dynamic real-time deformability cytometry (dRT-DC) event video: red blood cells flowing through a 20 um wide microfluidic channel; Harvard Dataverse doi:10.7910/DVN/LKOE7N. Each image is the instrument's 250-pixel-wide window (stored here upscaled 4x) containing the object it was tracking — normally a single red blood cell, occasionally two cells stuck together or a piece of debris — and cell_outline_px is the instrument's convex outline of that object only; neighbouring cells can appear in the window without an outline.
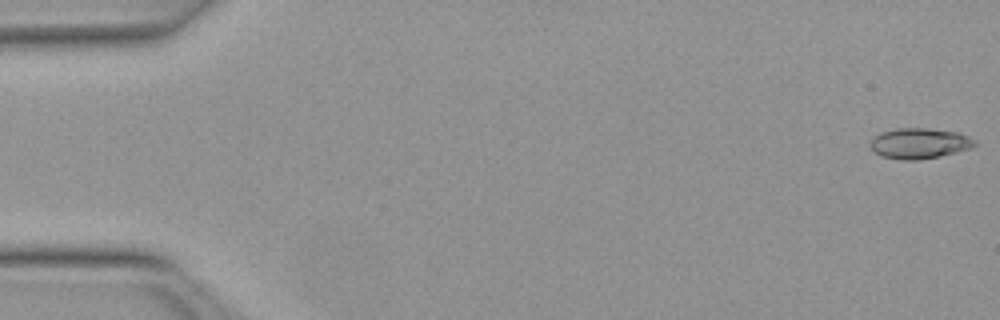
{"species": "Egyptian fruit bat (a non-hibernating species)", "species_latin": "Rousettus aegyptiacus", "temperature_condition": "warm", "stored_images_in_passage": 17, "camera_frame_rate_fps": 3000, "um_per_image_px": 0.085, "animal": {"sex": "female"}, "frame": {"image": 1, "passage_image": 1, "time_ms": 0.0, "image_size_px": [1000, 320], "cell_outline_px": [[976, 144], [972, 148], [940, 156], [916, 160], [904, 160], [880, 156], [872, 152], [868, 148], [868, 144], [880, 132], [896, 128], [928, 128], [956, 132], [968, 136], [976, 140]], "centroid_in_image_um": [78.11, 12.19], "position_along_channel_um": 6.9, "area_um2": 18.79}}
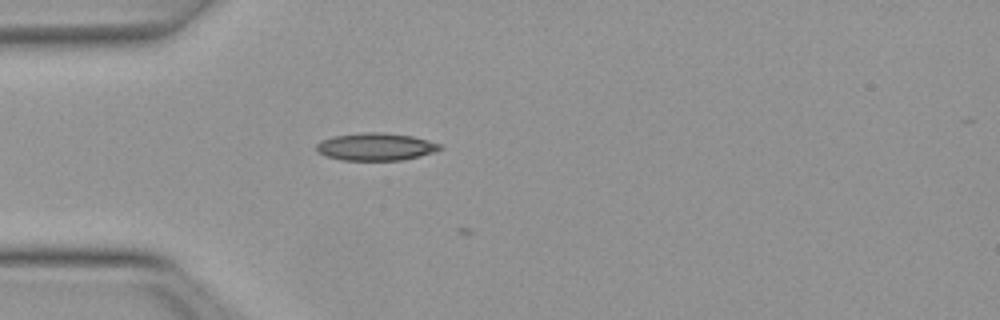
{"frame": {"image": 2, "passage_image": 15, "time_ms": 4.667, "image_size_px": [1000, 320], "cell_outline_px": [[444, 148], [436, 152], [400, 160], [344, 160], [328, 156], [316, 152], [316, 144], [320, 140], [332, 136], [364, 132], [384, 132], [412, 136], [428, 140], [440, 144]], "centroid_in_image_um": [31.93, 12.46], "position_along_channel_um": 53.1, "area_um2": 19.88}}